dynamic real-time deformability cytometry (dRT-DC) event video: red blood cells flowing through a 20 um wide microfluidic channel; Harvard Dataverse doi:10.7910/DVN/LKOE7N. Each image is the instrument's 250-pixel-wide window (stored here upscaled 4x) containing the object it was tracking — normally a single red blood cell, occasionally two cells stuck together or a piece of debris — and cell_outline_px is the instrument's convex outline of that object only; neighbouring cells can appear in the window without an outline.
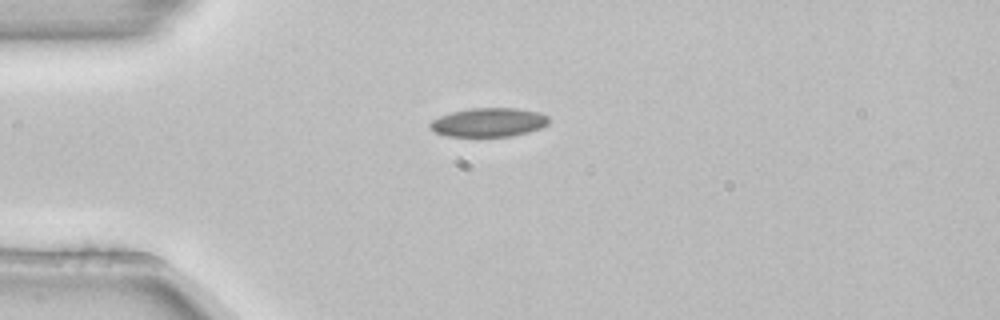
{"species": "common noctule bat (a hibernating species)", "species_latin": "Nyctalus noctula", "temperature_condition": "room temperature", "stored_images_in_passage": 6, "camera_frame_rate_fps": 3000, "um_per_image_px": 0.085, "animal": {"sex": "female", "body_mass_g": 22.7, "forearm_length_mm": 54.2}, "frame": {"image": 1, "passage_image": 1, "time_ms": 0.0, "image_size_px": [1000, 320], "cell_outline_px": [[548, 124], [540, 128], [528, 132], [512, 136], [448, 136], [436, 132], [428, 128], [428, 124], [432, 120], [440, 116], [452, 112], [472, 108], [516, 108], [540, 112], [548, 116]], "centroid_in_image_um": [41.53, 10.39], "position_along_channel_um": 43.5, "area_um2": 19.94}}